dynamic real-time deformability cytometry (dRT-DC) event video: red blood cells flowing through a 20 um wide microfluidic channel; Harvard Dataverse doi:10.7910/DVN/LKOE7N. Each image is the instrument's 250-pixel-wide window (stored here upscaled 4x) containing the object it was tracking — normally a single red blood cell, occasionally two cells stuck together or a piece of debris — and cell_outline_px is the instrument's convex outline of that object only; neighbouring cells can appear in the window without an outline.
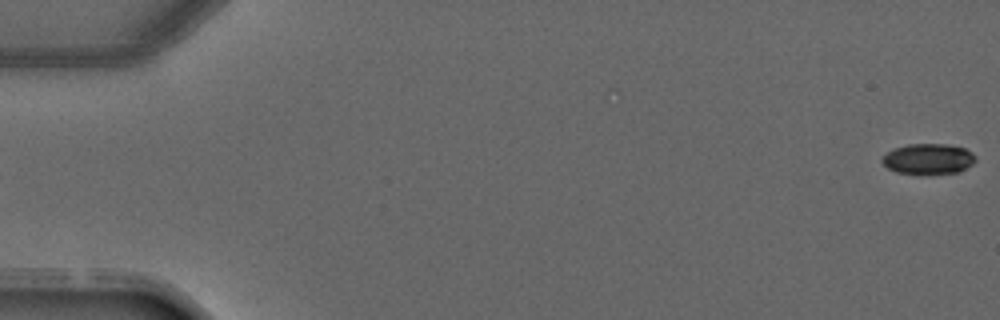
{"species": "common noctule bat (a hibernating species)", "species_latin": "Nyctalus noctula", "temperature_condition": "warm", "stored_images_in_passage": 4, "segment_of_instrument_passage": [2, 2], "camera_frame_rate_fps": 3000, "um_per_image_px": 0.085, "animal": {"sex": "male", "forearm_length_mm": 52.5}, "frame": {"image": 1, "passage_image": 4, "time_ms": 3.333, "image_size_px": [1000, 320], "cell_outline_px": [[976, 160], [972, 164], [960, 172], [924, 176], [896, 172], [888, 168], [880, 160], [888, 152], [896, 148], [908, 144], [944, 144], [964, 148], [972, 152], [976, 156]], "centroid_in_image_um": [78.93, 13.55], "position_along_channel_um": 6.1, "area_um2": 16.99}}